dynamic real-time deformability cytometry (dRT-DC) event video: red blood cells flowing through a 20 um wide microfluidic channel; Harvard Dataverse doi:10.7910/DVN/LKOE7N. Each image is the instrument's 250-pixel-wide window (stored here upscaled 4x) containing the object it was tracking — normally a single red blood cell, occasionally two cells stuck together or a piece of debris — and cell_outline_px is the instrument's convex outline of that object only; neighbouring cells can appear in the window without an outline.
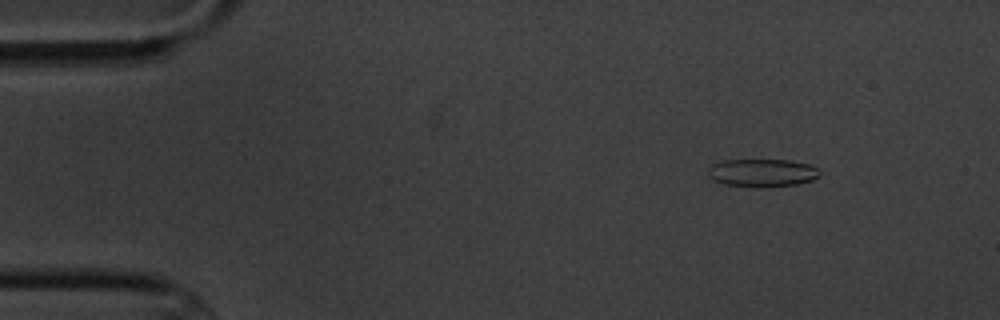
{"species": "common noctule bat (a hibernating species)", "species_latin": "Nyctalus noctula", "temperature_condition": "cold", "stored_images_in_passage": 5, "camera_frame_rate_fps": 3000, "um_per_image_px": 0.085, "animal": {"sex": "male", "body_mass_g": 20.1, "forearm_length_mm": 53.5}, "frame": {"image": 1, "passage_image": 2, "time_ms": 1.333, "image_size_px": [1000, 320], "cell_outline_px": [[820, 176], [812, 180], [796, 184], [768, 188], [756, 188], [724, 184], [712, 180], [708, 176], [708, 168], [712, 164], [724, 160], [792, 160], [808, 164], [820, 168]], "centroid_in_image_um": [64.79, 14.7], "position_along_channel_um": 20.2, "area_um2": 18.61}}
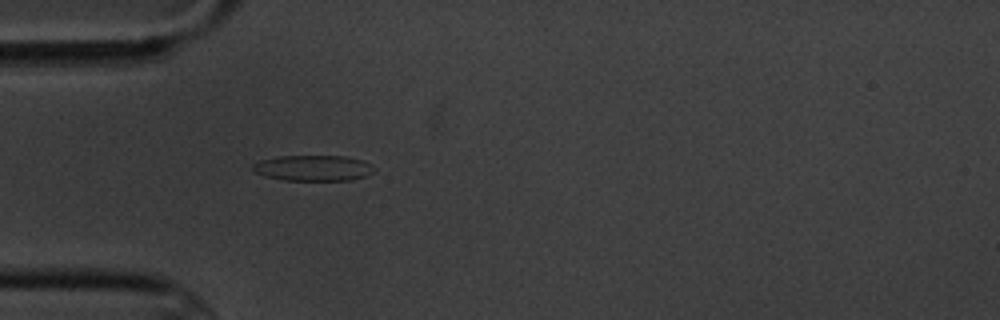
{"frame": {"image": 2, "passage_image": 5, "time_ms": 4.667, "image_size_px": [1000, 320], "cell_outline_px": [[376, 168], [372, 172], [364, 176], [352, 180], [284, 180], [264, 176], [256, 172], [252, 168], [252, 164], [260, 160], [276, 156], [344, 156], [364, 160], [372, 164]], "centroid_in_image_um": [26.63, 14.27], "position_along_channel_um": 58.4, "area_um2": 18.26}}